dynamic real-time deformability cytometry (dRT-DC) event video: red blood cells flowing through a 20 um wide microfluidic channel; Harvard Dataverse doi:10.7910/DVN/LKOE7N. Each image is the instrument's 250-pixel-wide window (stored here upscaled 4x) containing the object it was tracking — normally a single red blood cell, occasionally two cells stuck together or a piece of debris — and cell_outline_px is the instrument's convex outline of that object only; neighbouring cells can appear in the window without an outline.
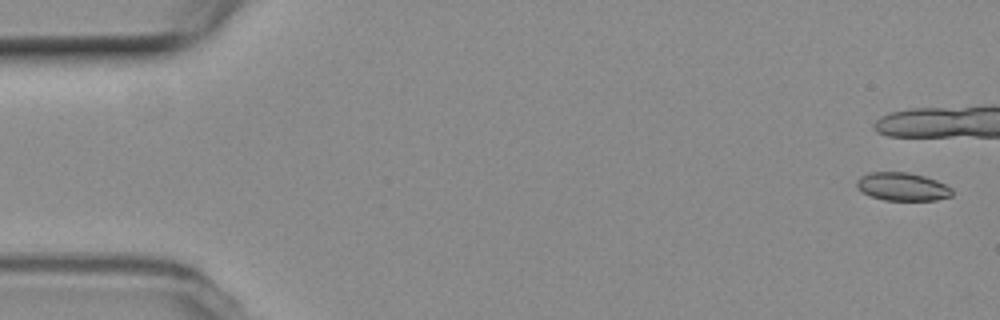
{"species": "common noctule bat (a hibernating species)", "species_latin": "Nyctalus noctula", "temperature_condition": "room temperature", "stored_images_in_passage": 6, "camera_frame_rate_fps": 3000, "um_per_image_px": 0.085, "animal": {"sex": "female", "body_mass_g": 19.3, "forearm_length_mm": 54.1}, "frame": {"image": 1, "passage_image": 1, "time_ms": 0.0, "image_size_px": [1000, 320], "cell_outline_px": [[952, 196], [936, 200], [884, 200], [860, 192], [856, 184], [856, 180], [860, 176], [868, 172], [908, 172], [924, 176], [936, 180], [952, 188]], "centroid_in_image_um": [76.68, 15.86], "position_along_channel_um": 8.3, "area_um2": 15.72}}
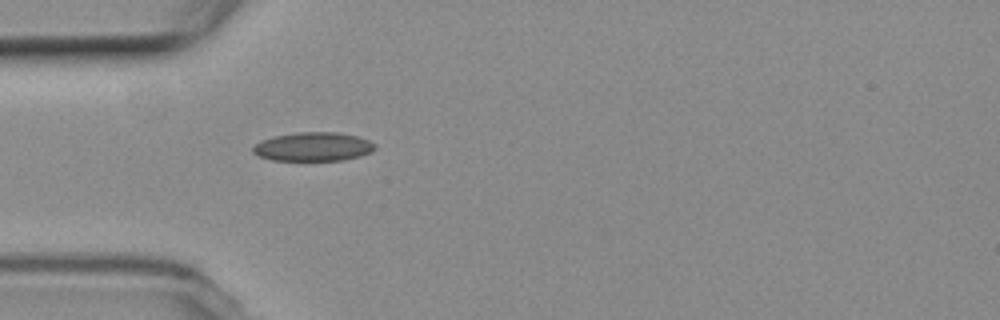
{"frame": {"image": 2, "passage_image": 6, "time_ms": 6.333, "image_size_px": [1000, 320], "cell_outline_px": [[376, 148], [360, 156], [344, 160], [272, 160], [260, 156], [252, 152], [252, 148], [260, 140], [272, 136], [296, 132], [336, 132], [360, 136], [376, 144]], "centroid_in_image_um": [26.61, 12.46], "position_along_channel_um": 58.4, "area_um2": 20.58}}